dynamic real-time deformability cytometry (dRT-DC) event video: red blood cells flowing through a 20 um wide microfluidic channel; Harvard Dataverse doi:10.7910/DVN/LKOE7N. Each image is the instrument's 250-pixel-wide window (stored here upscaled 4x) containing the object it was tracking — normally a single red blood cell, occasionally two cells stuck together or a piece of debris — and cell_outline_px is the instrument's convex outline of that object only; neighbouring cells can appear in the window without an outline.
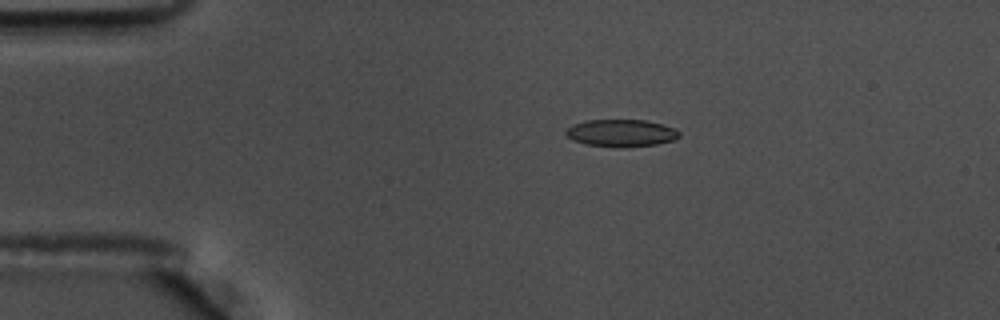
{"species": "common noctule bat (a hibernating species)", "species_latin": "Nyctalus noctula", "temperature_condition": "warm", "stored_images_in_passage": 46, "camera_frame_rate_fps": 3000, "um_per_image_px": 0.085, "animal": {"sex": "male", "body_mass_g": 17.5, "forearm_length_mm": 52.3}, "frame": {"image": 1, "passage_image": 1, "time_ms": 0.0, "image_size_px": [1000, 320], "cell_outline_px": [[680, 136], [672, 140], [656, 144], [624, 148], [584, 144], [572, 140], [564, 132], [572, 124], [588, 120], [644, 120], [676, 128], [680, 132]], "centroid_in_image_um": [52.79, 11.31], "position_along_channel_um": 32.2, "area_um2": 18.03}}
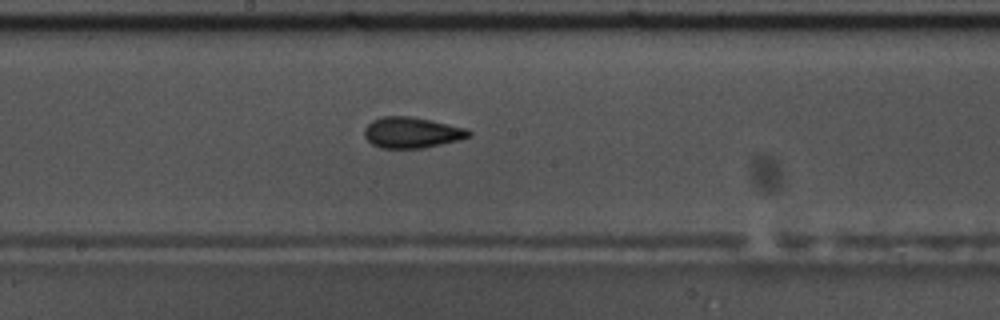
{"frame": {"image": 2, "passage_image": 20, "time_ms": 6.333, "image_size_px": [1000, 320], "cell_outline_px": [[472, 136], [460, 140], [424, 148], [380, 148], [372, 144], [364, 136], [364, 128], [372, 120], [380, 116], [412, 116], [468, 128], [472, 132]], "centroid_in_image_um": [35.02, 11.26], "position_along_channel_um": 213.2, "area_um2": 19.07}}
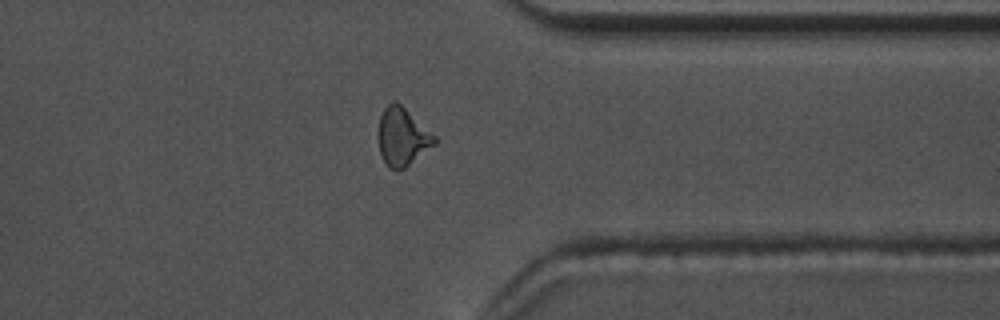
{"frame": {"image": 3, "passage_image": 34, "time_ms": 11.0, "image_size_px": [1000, 320], "cell_outline_px": [[436, 144], [400, 172], [388, 168], [380, 156], [376, 136], [380, 116], [384, 108], [392, 100], [396, 100], [436, 136]], "centroid_in_image_um": [34.16, 11.66], "position_along_channel_um": 377.2, "area_um2": 19.54}, "authors_computed_cell_mechanics": {"area_um2": 18.1203, "velocity_mm_per_s": 3.6214, "shape_relaxation_time_tau1_ms": 6.9099, "shape_relaxation_time_tau2_ms": 2.9303, "deformation_change_tau1": 0.2032, "deformation_change_tau2": 0.1031}}